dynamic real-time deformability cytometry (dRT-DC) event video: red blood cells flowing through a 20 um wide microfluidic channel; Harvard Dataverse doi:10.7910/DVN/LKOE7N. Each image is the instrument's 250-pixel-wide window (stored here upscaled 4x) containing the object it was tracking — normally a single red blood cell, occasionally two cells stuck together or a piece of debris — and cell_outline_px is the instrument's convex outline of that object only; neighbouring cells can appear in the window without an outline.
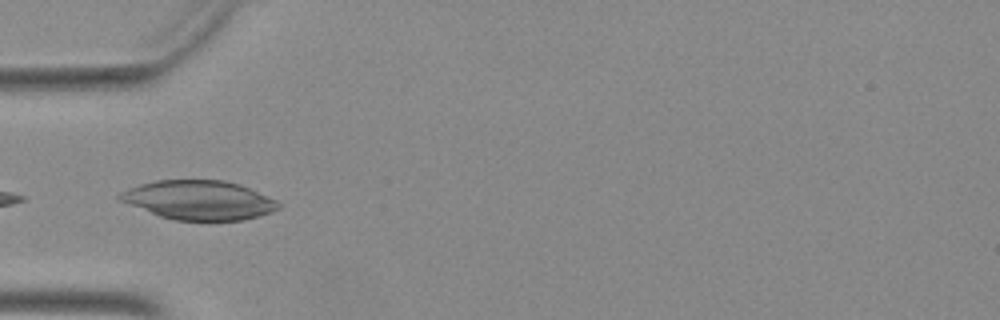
{"species": "Egyptian fruit bat (a non-hibernating species)", "species_latin": "Rousettus aegyptiacus", "temperature_condition": "warm", "stored_images_in_passage": 21, "camera_frame_rate_fps": 3000, "um_per_image_px": 0.085, "animal": {"sex": "female"}, "frame": {"image": 1, "passage_image": 1, "time_ms": 0.0, "image_size_px": [1000, 320], "cell_outline_px": [[280, 208], [272, 212], [240, 220], [176, 220], [160, 216], [120, 200], [116, 196], [120, 192], [128, 188], [140, 184], [156, 180], [224, 180], [240, 184], [276, 200], [280, 204]], "centroid_in_image_um": [16.91, 16.99], "position_along_channel_um": 68.1, "area_um2": 35.84}}
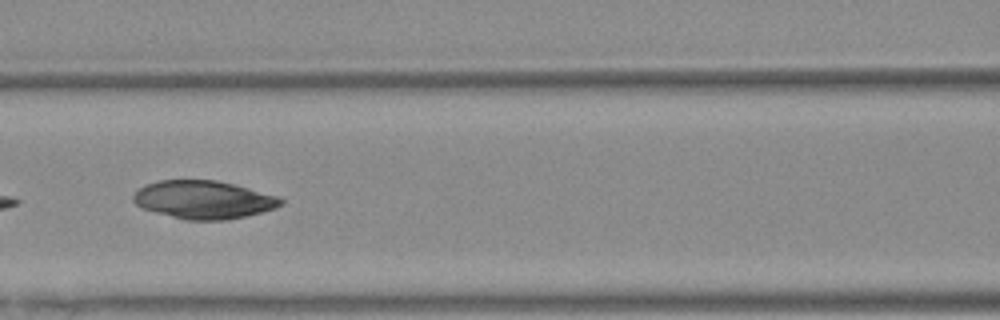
{"frame": {"image": 2, "passage_image": 7, "time_ms": 2.0, "image_size_px": [1000, 320], "cell_outline_px": [[284, 204], [276, 208], [244, 216], [224, 220], [188, 220], [156, 212], [144, 208], [136, 204], [132, 200], [132, 196], [140, 188], [148, 184], [160, 180], [216, 180], [232, 184], [276, 196], [284, 200]], "centroid_in_image_um": [17.3, 16.97], "position_along_channel_um": 149.3, "area_um2": 32.19}}
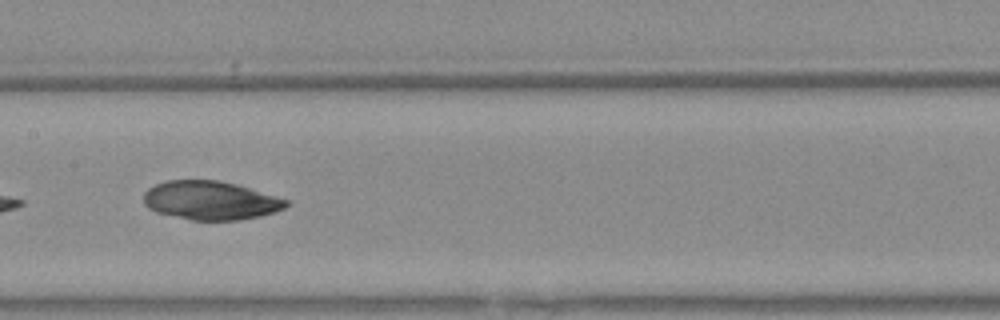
{"frame": {"image": 3, "passage_image": 10, "time_ms": 3.0, "image_size_px": [1000, 320], "cell_outline_px": [[288, 204], [284, 208], [276, 212], [260, 216], [240, 220], [192, 220], [156, 212], [148, 208], [144, 204], [144, 192], [148, 188], [156, 184], [168, 180], [216, 180], [236, 184], [288, 200]], "centroid_in_image_um": [17.88, 17.04], "position_along_channel_um": 189.5, "area_um2": 32.02}}